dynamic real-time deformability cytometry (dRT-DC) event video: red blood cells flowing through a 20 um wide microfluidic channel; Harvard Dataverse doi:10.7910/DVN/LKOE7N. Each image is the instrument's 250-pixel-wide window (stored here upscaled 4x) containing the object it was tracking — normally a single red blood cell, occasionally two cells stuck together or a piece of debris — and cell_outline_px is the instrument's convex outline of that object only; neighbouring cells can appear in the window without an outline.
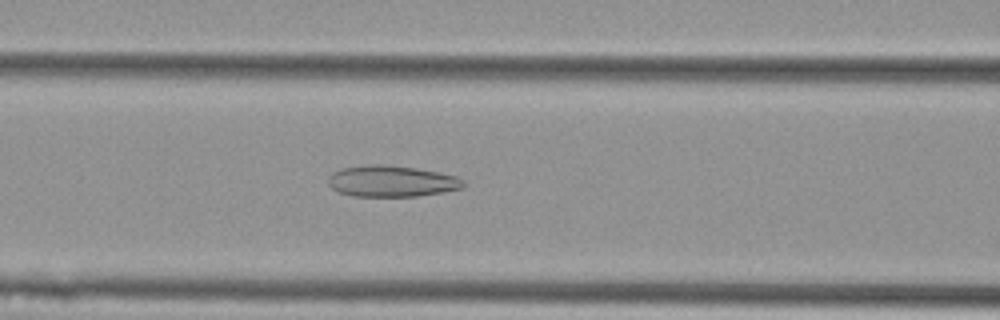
{"species": "Egyptian fruit bat (a non-hibernating species)", "species_latin": "Rousettus aegyptiacus", "temperature_condition": "cold", "stored_images_in_passage": 39, "camera_frame_rate_fps": 3000, "um_per_image_px": 0.085, "animal": {"sex": "female"}, "frame": {"image": 1, "passage_image": 16, "time_ms": 5.0, "image_size_px": [1000, 320], "cell_outline_px": [[464, 188], [444, 192], [416, 196], [352, 196], [340, 192], [332, 188], [328, 184], [328, 176], [332, 172], [340, 168], [376, 164], [380, 164], [416, 168], [440, 172], [456, 176], [464, 180]], "centroid_in_image_um": [33.29, 15.4], "position_along_channel_um": 133.3, "area_um2": 24.68}}
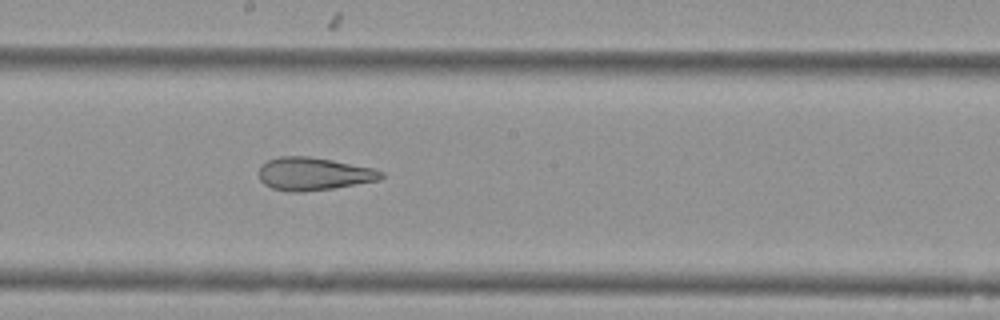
{"frame": {"image": 2, "passage_image": 23, "time_ms": 7.333, "image_size_px": [1000, 320], "cell_outline_px": [[384, 176], [380, 180], [332, 188], [304, 192], [288, 192], [272, 188], [264, 184], [260, 180], [260, 168], [268, 160], [280, 156], [308, 156], [332, 160], [372, 168], [384, 172]], "centroid_in_image_um": [26.66, 14.78], "position_along_channel_um": 221.5, "area_um2": 23.29}}
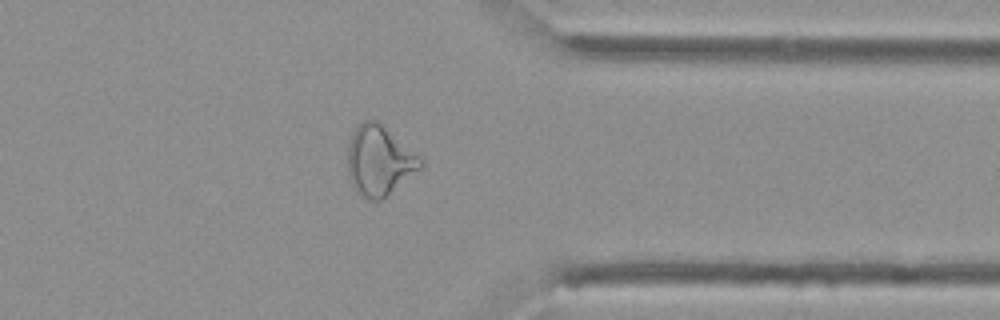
{"frame": {"image": 3, "passage_image": 36, "time_ms": 11.667, "image_size_px": [1000, 320], "cell_outline_px": [[424, 164], [420, 168], [380, 200], [368, 200], [360, 196], [352, 188], [348, 176], [348, 144], [352, 132], [364, 120], [376, 120], [420, 156], [424, 160]], "centroid_in_image_um": [32.2, 13.67], "position_along_channel_um": 379.2, "area_um2": 29.36}, "authors_computed_cell_mechanics": {"area_um2": 26.1834, "velocity_mm_per_s": 3.7951, "shape_relaxation_time_tau1_ms": null, "shape_relaxation_time_tau2_ms": 2.4806, "deformation_change_tau1": null, "deformation_change_tau2": 0.1057}}